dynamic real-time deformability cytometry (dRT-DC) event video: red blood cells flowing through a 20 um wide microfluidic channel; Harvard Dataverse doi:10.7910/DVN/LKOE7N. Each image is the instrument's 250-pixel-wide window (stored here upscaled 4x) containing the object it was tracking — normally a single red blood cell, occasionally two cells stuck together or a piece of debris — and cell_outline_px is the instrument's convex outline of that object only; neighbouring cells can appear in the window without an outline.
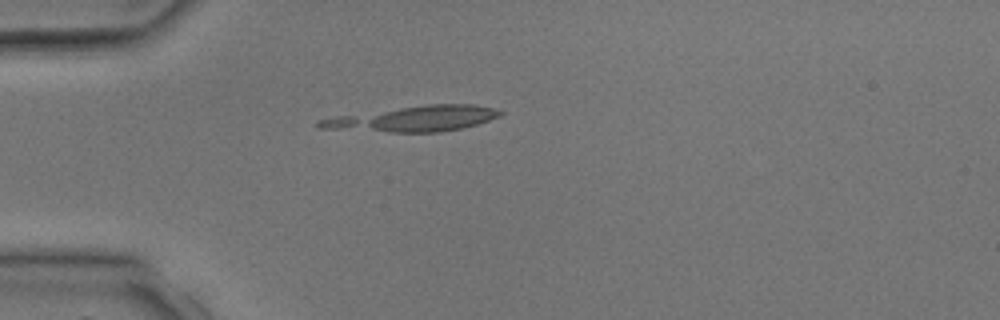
{"species": "common noctule bat (a hibernating species)", "species_latin": "Nyctalus noctula", "temperature_condition": "room temperature", "stored_images_in_passage": 3, "camera_frame_rate_fps": 3000, "um_per_image_px": 0.085, "animal": {"sex": "male", "body_mass_g": 17.9, "forearm_length_mm": 54.2}, "frame": {"image": 1, "passage_image": 3, "time_ms": 2.667, "image_size_px": [1000, 320], "cell_outline_px": [[504, 112], [500, 116], [476, 124], [460, 128], [440, 132], [388, 132], [316, 128], [316, 120], [336, 116], [428, 104], [472, 104], [492, 108]], "centroid_in_image_um": [35.11, 10.09], "position_along_channel_um": 49.9, "area_um2": 26.59}}